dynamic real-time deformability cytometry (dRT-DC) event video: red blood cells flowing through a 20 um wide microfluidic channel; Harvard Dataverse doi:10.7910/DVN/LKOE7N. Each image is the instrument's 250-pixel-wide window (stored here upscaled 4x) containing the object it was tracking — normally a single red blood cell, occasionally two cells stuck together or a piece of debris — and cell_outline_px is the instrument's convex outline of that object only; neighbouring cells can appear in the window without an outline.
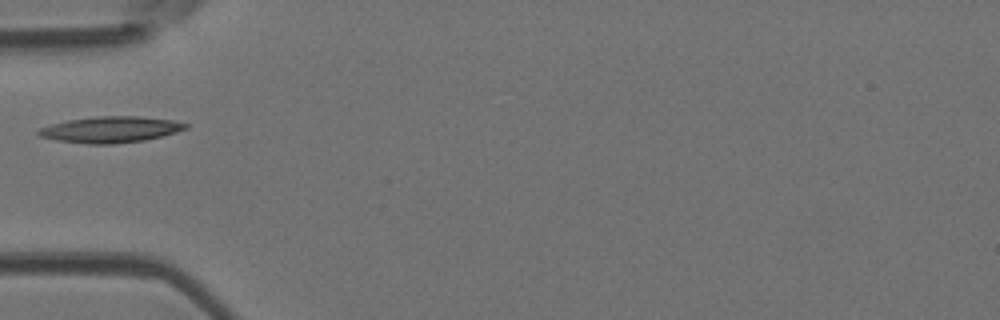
{"species": "Egyptian fruit bat (a non-hibernating species)", "species_latin": "Rousettus aegyptiacus", "temperature_condition": "room temperature", "stored_images_in_passage": 2, "camera_frame_rate_fps": 3000, "um_per_image_px": 0.085, "animal": {"sex": "female"}, "frame": {"image": 1, "passage_image": 2, "time_ms": 0.333, "image_size_px": [1000, 320], "cell_outline_px": [[188, 128], [176, 132], [144, 140], [112, 144], [88, 144], [56, 140], [40, 136], [36, 132], [40, 128], [52, 124], [68, 120], [96, 116], [140, 116], [172, 120], [188, 124]], "centroid_in_image_um": [9.39, 11.01], "position_along_channel_um": 75.6, "area_um2": 22.25}}